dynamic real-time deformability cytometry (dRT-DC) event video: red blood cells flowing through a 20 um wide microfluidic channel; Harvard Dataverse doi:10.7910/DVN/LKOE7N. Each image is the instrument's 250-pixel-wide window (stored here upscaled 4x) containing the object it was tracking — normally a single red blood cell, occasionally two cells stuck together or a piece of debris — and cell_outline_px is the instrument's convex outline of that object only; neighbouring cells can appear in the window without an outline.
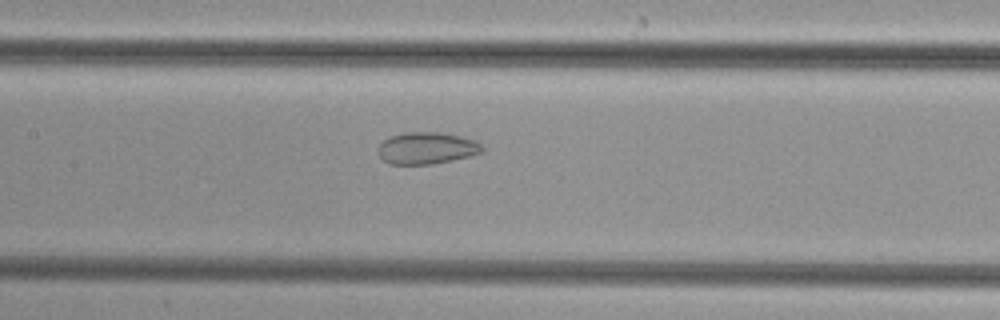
{"species": "common noctule bat (a hibernating species)", "species_latin": "Nyctalus noctula", "temperature_condition": "cold", "stored_images_in_passage": 35, "camera_frame_rate_fps": 3000, "um_per_image_px": 0.085, "animal": {"sex": "female", "body_mass_g": 29.2, "forearm_length_mm": 56.3}, "frame": {"image": 1, "passage_image": 9, "time_ms": 2.667, "image_size_px": [1000, 320], "cell_outline_px": [[484, 148], [480, 152], [468, 156], [452, 160], [432, 164], [388, 164], [380, 156], [376, 148], [388, 136], [404, 132], [440, 132], [460, 136], [476, 140]], "centroid_in_image_um": [36.23, 12.58], "position_along_channel_um": 171.2, "area_um2": 19.36}}
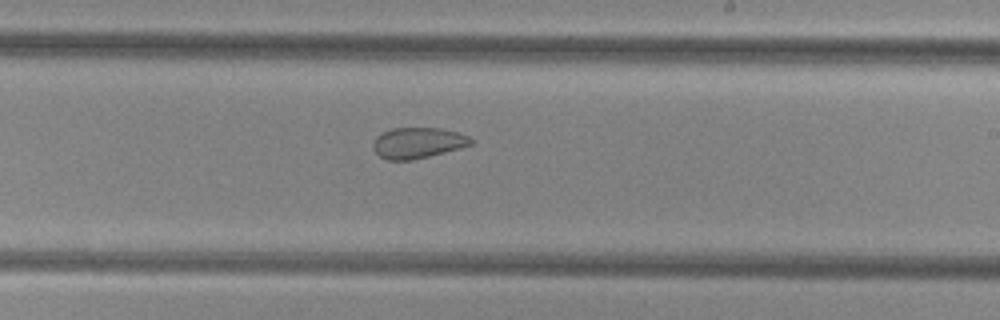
{"frame": {"image": 2, "passage_image": 15, "time_ms": 4.667, "image_size_px": [1000, 320], "cell_outline_px": [[476, 140], [472, 144], [460, 148], [412, 160], [388, 160], [380, 156], [372, 148], [372, 144], [376, 136], [380, 132], [392, 128], [440, 128], [456, 132], [468, 136]], "centroid_in_image_um": [35.49, 12.13], "position_along_channel_um": 253.5, "area_um2": 17.63}}
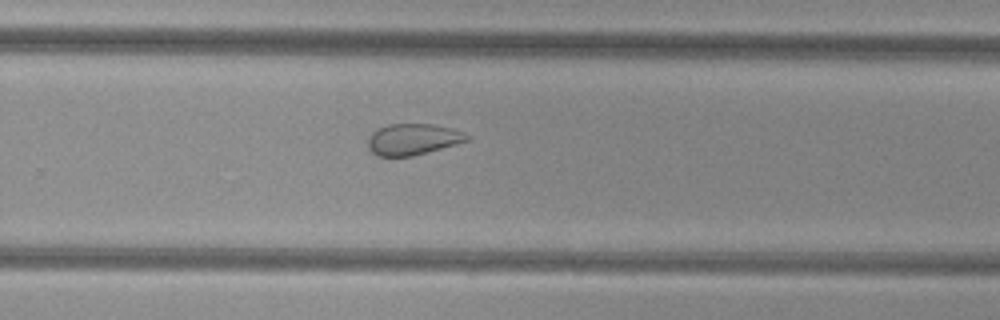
{"frame": {"image": 3, "passage_image": 18, "time_ms": 5.667, "image_size_px": [1000, 320], "cell_outline_px": [[468, 140], [456, 144], [412, 156], [376, 156], [368, 148], [368, 136], [372, 132], [388, 124], [432, 124], [452, 128], [464, 132], [468, 136]], "centroid_in_image_um": [35.07, 11.84], "position_along_channel_um": 294.7, "area_um2": 17.92}}